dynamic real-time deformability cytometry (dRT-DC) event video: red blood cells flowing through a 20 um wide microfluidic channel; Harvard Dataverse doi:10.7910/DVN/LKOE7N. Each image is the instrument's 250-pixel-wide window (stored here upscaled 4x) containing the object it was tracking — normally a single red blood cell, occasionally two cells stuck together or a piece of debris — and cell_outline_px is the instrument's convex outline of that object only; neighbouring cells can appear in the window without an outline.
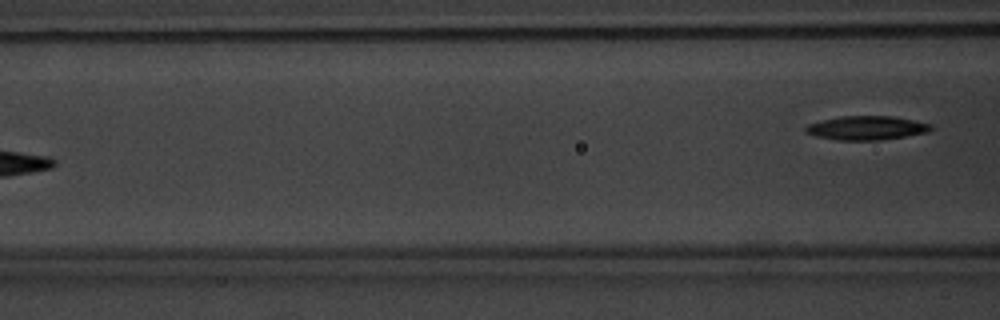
{"species": "common noctule bat (a hibernating species)", "species_latin": "Nyctalus noctula", "temperature_condition": "warm", "stored_images_in_passage": 6, "camera_frame_rate_fps": 3000, "um_per_image_px": 0.085, "animal": {"sex": "male", "body_mass_g": 20.1, "forearm_length_mm": 53.5}, "frame": {"image": 1, "passage_image": 6, "time_ms": 6.667, "image_size_px": [1000, 320], "cell_outline_px": [[932, 128], [928, 132], [880, 140], [836, 140], [816, 136], [804, 132], [804, 128], [808, 124], [840, 116], [892, 116], [932, 124]], "centroid_in_image_um": [73.63, 10.87], "position_along_channel_um": 93.0, "area_um2": 17.34}}